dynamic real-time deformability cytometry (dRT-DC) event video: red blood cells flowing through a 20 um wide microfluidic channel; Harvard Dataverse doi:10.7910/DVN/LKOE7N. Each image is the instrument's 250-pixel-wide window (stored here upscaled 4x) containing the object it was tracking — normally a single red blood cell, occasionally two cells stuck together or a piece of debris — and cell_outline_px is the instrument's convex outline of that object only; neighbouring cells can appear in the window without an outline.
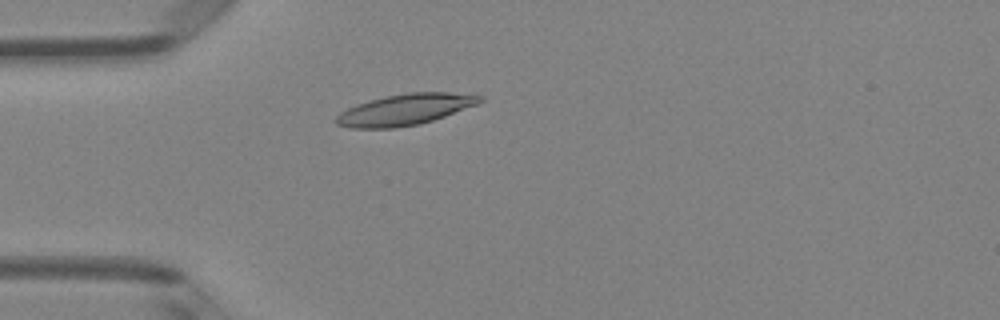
{"species": "Egyptian fruit bat (a non-hibernating species)", "species_latin": "Rousettus aegyptiacus", "temperature_condition": "room temperature", "stored_images_in_passage": 47, "camera_frame_rate_fps": 3000, "um_per_image_px": 0.085, "animal": {"sex": "female"}, "frame": {"image": 1, "passage_image": 11, "time_ms": 3.333, "image_size_px": [1000, 320], "cell_outline_px": [[484, 100], [480, 104], [420, 124], [396, 128], [348, 128], [336, 124], [332, 120], [340, 112], [356, 104], [368, 100], [408, 92], [448, 92], [484, 96]], "centroid_in_image_um": [34.42, 9.32], "position_along_channel_um": 50.6, "area_um2": 26.24}}
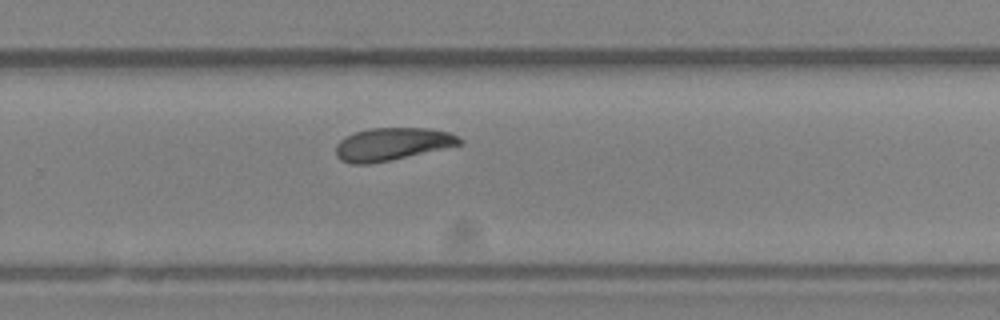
{"frame": {"image": 2, "passage_image": 30, "time_ms": 9.667, "image_size_px": [1000, 320], "cell_outline_px": [[464, 144], [388, 160], [368, 164], [352, 164], [340, 160], [336, 156], [336, 144], [344, 136], [368, 128], [428, 128], [448, 132], [464, 140]], "centroid_in_image_um": [33.31, 12.24], "position_along_channel_um": 296.5, "area_um2": 23.47}}
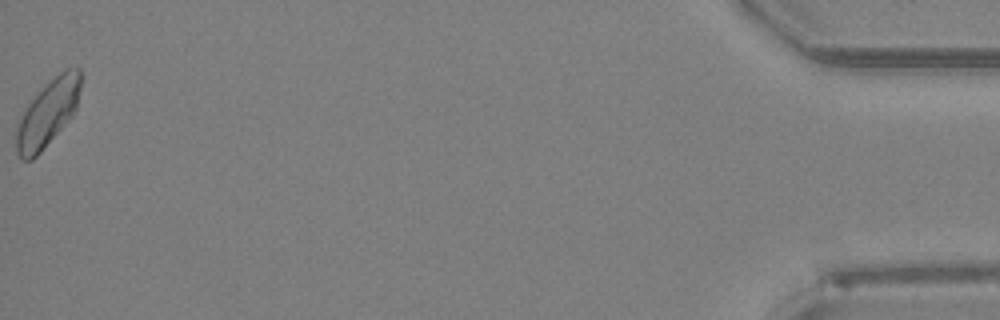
{"frame": {"image": 3, "passage_image": 47, "time_ms": 15.333, "image_size_px": [1000, 320], "cell_outline_px": [[80, 88], [76, 112], [40, 152], [32, 160], [20, 160], [16, 152], [16, 128], [28, 104], [44, 84], [64, 68], [80, 68]], "centroid_in_image_um": [4.07, 9.61], "position_along_channel_um": 431.1, "area_um2": 24.85}, "authors_computed_cell_mechanics": {"area_um2": 24.3338, "velocity_mm_per_s": 4.0835, "shape_relaxation_time_tau1_ms": 3.9186, "shape_relaxation_time_tau2_ms": 2.7943, "deformation_change_tau1": 0.1154, "deformation_change_tau2": 0.0783}}